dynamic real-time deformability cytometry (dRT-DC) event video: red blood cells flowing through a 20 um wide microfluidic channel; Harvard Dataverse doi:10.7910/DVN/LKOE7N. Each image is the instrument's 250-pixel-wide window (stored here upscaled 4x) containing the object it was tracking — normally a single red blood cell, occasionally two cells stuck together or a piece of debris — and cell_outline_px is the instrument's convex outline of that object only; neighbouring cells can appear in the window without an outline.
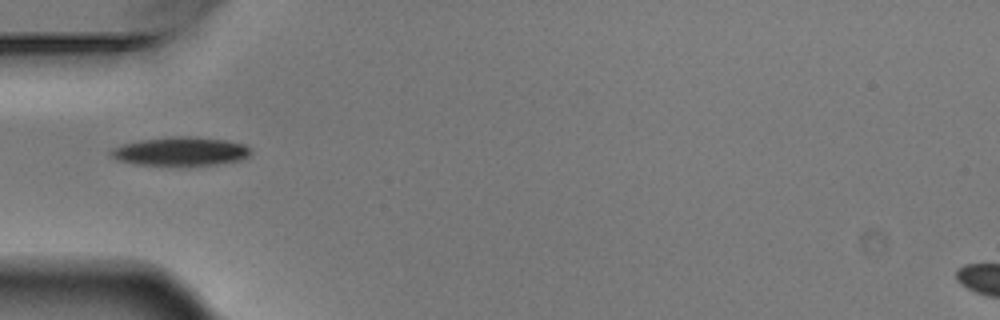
{"species": "Egyptian fruit bat (a non-hibernating species)", "species_latin": "Rousettus aegyptiacus", "temperature_condition": "warm", "stored_images_in_passage": 6, "camera_frame_rate_fps": 3000, "um_per_image_px": 0.085, "animal": {"sex": "male"}, "frame": {"image": 1, "passage_image": 5, "time_ms": 1.333, "image_size_px": [1000, 320], "cell_outline_px": [[252, 152], [248, 156], [240, 160], [216, 164], [184, 168], [180, 168], [132, 164], [116, 160], [108, 152], [112, 148], [124, 144], [140, 140], [172, 136], [192, 136], [224, 140], [244, 144]], "centroid_in_image_um": [15.3, 12.91], "position_along_channel_um": 69.7, "area_um2": 24.28}}
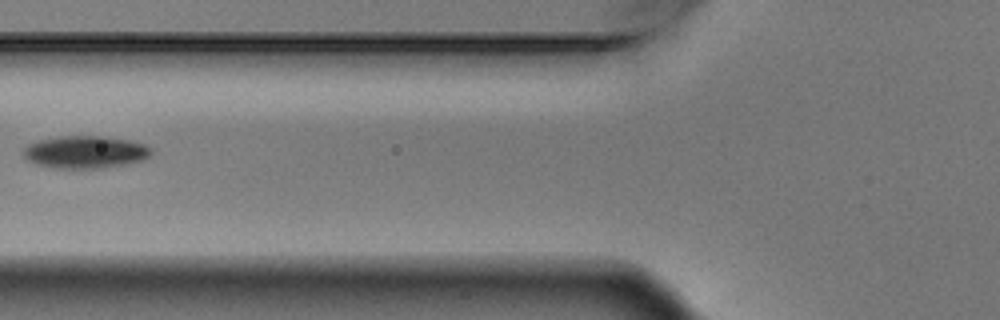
{"frame": {"image": 2, "passage_image": 6, "time_ms": 1.667, "image_size_px": [1000, 320], "cell_outline_px": [[152, 152], [144, 160], [128, 164], [100, 168], [56, 168], [36, 164], [28, 160], [24, 156], [24, 148], [28, 144], [40, 140], [64, 136], [104, 136], [128, 140], [144, 144], [152, 148]], "centroid_in_image_um": [7.28, 12.93], "position_along_channel_um": 118.5, "area_um2": 24.1}}